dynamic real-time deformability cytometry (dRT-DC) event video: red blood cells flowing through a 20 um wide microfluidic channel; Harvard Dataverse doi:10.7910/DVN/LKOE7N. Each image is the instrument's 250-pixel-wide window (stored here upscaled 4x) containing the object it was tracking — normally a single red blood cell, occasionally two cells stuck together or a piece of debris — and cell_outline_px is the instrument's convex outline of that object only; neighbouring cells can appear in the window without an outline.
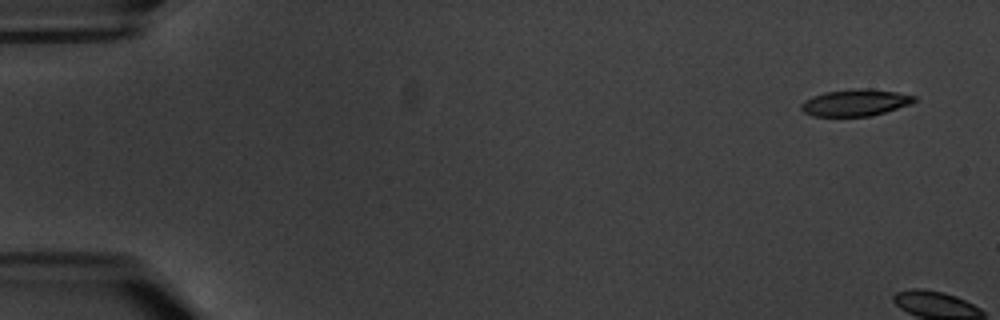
{"species": "common noctule bat (a hibernating species)", "species_latin": "Nyctalus noctula", "temperature_condition": "warm", "stored_images_in_passage": 3, "camera_frame_rate_fps": 3000, "um_per_image_px": 0.085, "animal": {"sex": "male", "body_mass_g": 20.1, "forearm_length_mm": 53.5}, "frame": {"image": 1, "passage_image": 1, "time_ms": 0.0, "image_size_px": [1000, 320], "cell_outline_px": [[916, 100], [908, 104], [872, 116], [812, 116], [804, 112], [800, 108], [800, 104], [804, 100], [812, 96], [824, 92], [860, 88], [868, 88], [896, 92], [916, 96]], "centroid_in_image_um": [72.65, 8.72], "position_along_channel_um": 12.3, "area_um2": 17.51}}